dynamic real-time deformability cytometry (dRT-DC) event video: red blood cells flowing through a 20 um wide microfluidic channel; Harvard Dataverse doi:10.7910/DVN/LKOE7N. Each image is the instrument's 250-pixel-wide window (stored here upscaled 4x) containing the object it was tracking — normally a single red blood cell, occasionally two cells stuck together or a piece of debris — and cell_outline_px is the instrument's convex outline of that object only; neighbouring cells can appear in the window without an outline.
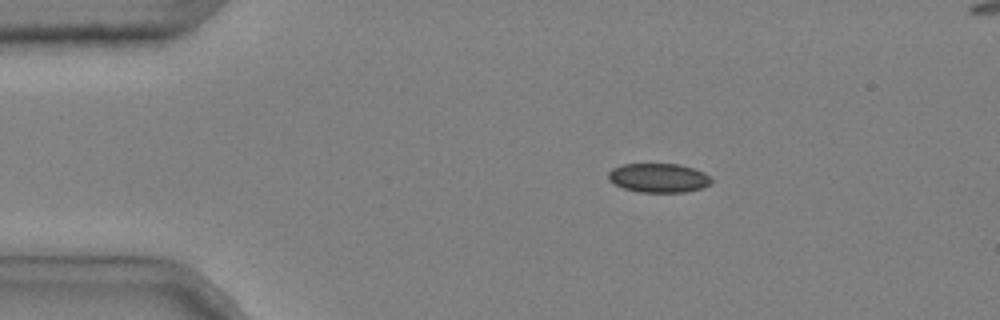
{"species": "common noctule bat (a hibernating species)", "species_latin": "Nyctalus noctula", "temperature_condition": "cold", "stored_images_in_passage": 43, "camera_frame_rate_fps": 3000, "um_per_image_px": 0.085, "animal": {"sex": "male", "body_mass_g": 20.4}, "frame": {"image": 1, "passage_image": 1, "time_ms": 0.0, "image_size_px": [1000, 320], "cell_outline_px": [[712, 184], [700, 188], [684, 192], [640, 192], [624, 188], [608, 180], [608, 172], [612, 168], [620, 164], [680, 164], [704, 172], [712, 180]], "centroid_in_image_um": [55.96, 15.11], "position_along_channel_um": 29.0, "area_um2": 17.46}}
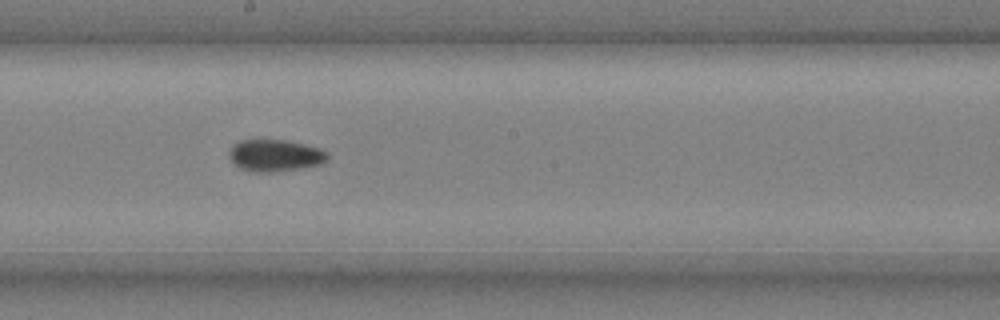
{"frame": {"image": 2, "passage_image": 21, "time_ms": 6.667, "image_size_px": [1000, 320], "cell_outline_px": [[328, 160], [320, 164], [300, 168], [272, 172], [252, 172], [240, 168], [228, 156], [228, 152], [232, 144], [240, 140], [288, 140], [320, 148], [328, 152]], "centroid_in_image_um": [23.38, 13.2], "position_along_channel_um": 224.8, "area_um2": 18.38}}
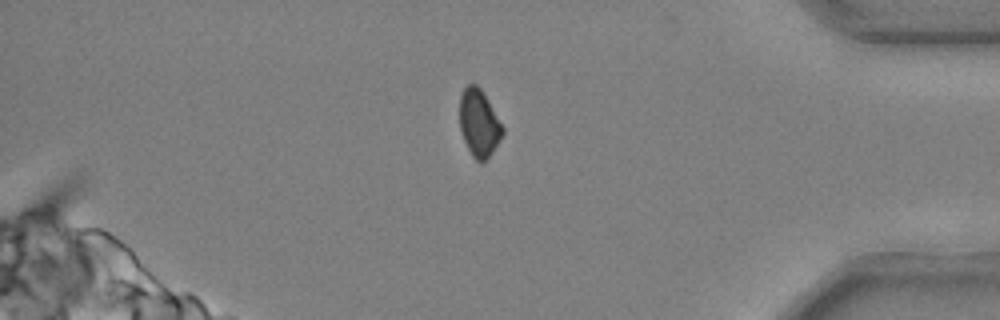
{"frame": {"image": 3, "passage_image": 37, "time_ms": 12.0, "image_size_px": [1000, 320], "cell_outline_px": [[504, 132], [492, 152], [480, 164], [472, 156], [464, 140], [460, 128], [460, 96], [464, 88], [468, 84], [476, 84], [480, 88], [504, 128]], "centroid_in_image_um": [40.7, 10.47], "position_along_channel_um": 394.5, "area_um2": 16.47}, "authors_computed_cell_mechanics": {"area_um2": 18.207, "velocity_mm_per_s": 3.6971, "shape_relaxation_time_tau1_ms": null, "shape_relaxation_time_tau2_ms": 5.2449, "deformation_change_tau1": null, "deformation_change_tau2": 0.0662}}